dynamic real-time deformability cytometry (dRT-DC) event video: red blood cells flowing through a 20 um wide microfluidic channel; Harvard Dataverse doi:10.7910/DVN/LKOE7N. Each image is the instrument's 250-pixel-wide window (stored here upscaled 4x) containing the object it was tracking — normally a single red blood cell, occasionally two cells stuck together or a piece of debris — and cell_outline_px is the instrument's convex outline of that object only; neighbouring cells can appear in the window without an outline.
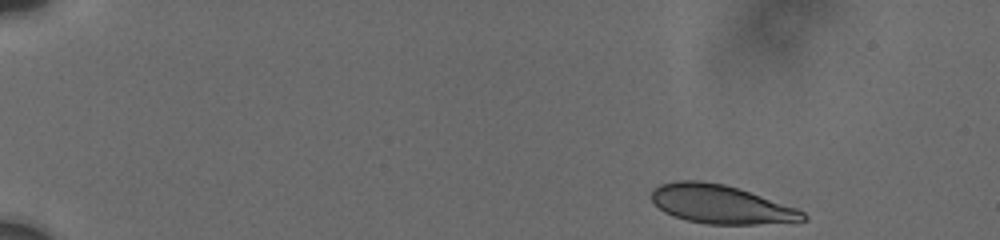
{"species": "human", "species_latin": "Homo sapiens", "temperature_condition": "cold", "stored_images_in_passage": 54, "camera_frame_rate_fps": 3000, "um_per_image_px": 0.085, "donor": {"sex": "male"}, "frame": {"image": 1, "passage_image": 1, "time_ms": 0.0, "image_size_px": [1000, 240], "cell_outline_px": [[808, 220], [756, 224], [708, 224], [688, 220], [664, 212], [652, 200], [652, 188], [660, 184], [680, 180], [700, 180], [724, 184], [796, 208], [804, 212], [808, 216]], "centroid_in_image_um": [61.25, 17.36], "position_along_channel_um": 23.8, "area_um2": 33.58}}
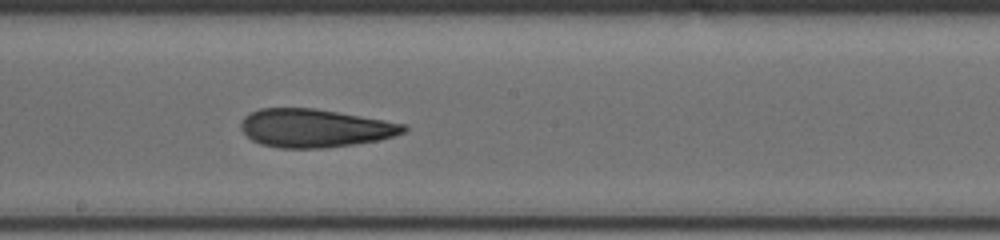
{"frame": {"image": 2, "passage_image": 26, "time_ms": 8.667, "image_size_px": [1000, 240], "cell_outline_px": [[408, 128], [404, 132], [380, 140], [324, 148], [280, 148], [260, 144], [252, 140], [240, 128], [240, 124], [244, 116], [260, 108], [316, 108], [408, 124]], "centroid_in_image_um": [26.76, 10.88], "position_along_channel_um": 221.4, "area_um2": 36.36}}
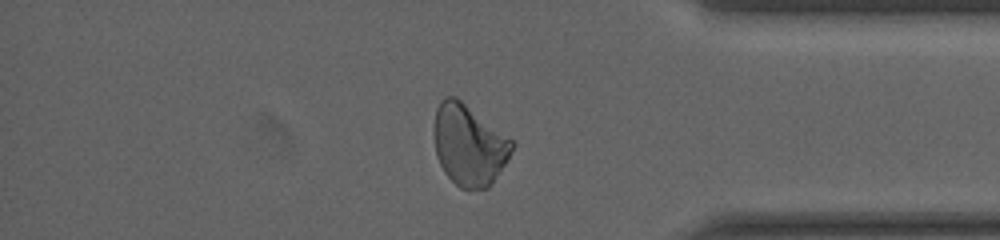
{"frame": {"image": 3, "passage_image": 42, "time_ms": 13.667, "image_size_px": [1000, 240], "cell_outline_px": [[516, 144], [492, 184], [488, 188], [468, 192], [460, 188], [444, 172], [436, 156], [432, 132], [436, 108], [440, 100], [444, 96], [456, 96], [512, 140]], "centroid_in_image_um": [39.82, 12.34], "position_along_channel_um": 395.4, "area_um2": 37.22}, "authors_computed_cell_mechanics": {"area_um2": 35.9227, "velocity_mm_per_s": 3.7397, "shape_relaxation_time_tau1_ms": 10.1857, "shape_relaxation_time_tau2_ms": 2.8522, "deformation_change_tau1": 0.2001, "deformation_change_tau2": 0.1007}}